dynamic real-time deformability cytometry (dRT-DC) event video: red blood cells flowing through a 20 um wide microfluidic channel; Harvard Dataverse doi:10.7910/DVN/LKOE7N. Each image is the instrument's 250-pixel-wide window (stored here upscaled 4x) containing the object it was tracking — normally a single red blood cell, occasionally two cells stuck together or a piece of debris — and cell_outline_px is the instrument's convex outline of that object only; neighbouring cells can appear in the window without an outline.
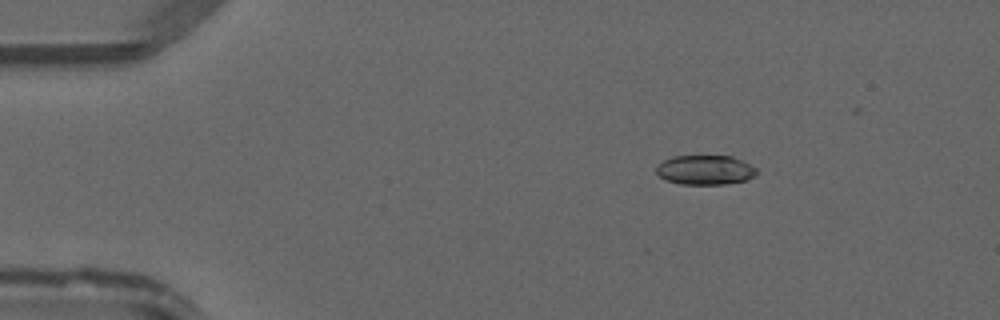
{"species": "common noctule bat (a hibernating species)", "species_latin": "Nyctalus noctula", "temperature_condition": "warm", "stored_images_in_passage": 46, "camera_frame_rate_fps": 3000, "um_per_image_px": 0.085, "animal": {"sex": "male", "forearm_length_mm": 52.5}, "frame": {"image": 1, "passage_image": 6, "time_ms": 1.667, "image_size_px": [1000, 320], "cell_outline_px": [[756, 176], [744, 180], [724, 184], [680, 184], [668, 180], [660, 176], [656, 172], [656, 164], [672, 156], [732, 156], [756, 168]], "centroid_in_image_um": [59.91, 14.44], "position_along_channel_um": 25.1, "area_um2": 17.11}}
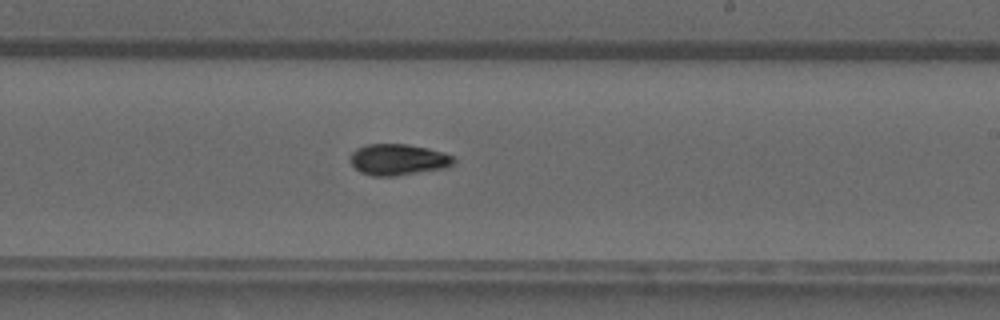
{"frame": {"image": 2, "passage_image": 27, "time_ms": 8.667, "image_size_px": [1000, 320], "cell_outline_px": [[456, 164], [448, 168], [396, 176], [372, 176], [360, 172], [352, 164], [352, 152], [356, 148], [364, 144], [408, 144], [428, 148], [444, 152], [452, 156], [456, 160]], "centroid_in_image_um": [33.9, 13.57], "position_along_channel_um": 255.1, "area_um2": 19.07}}
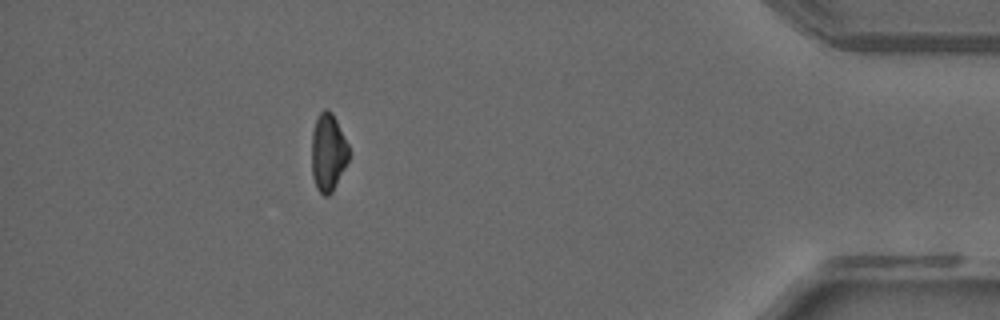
{"frame": {"image": 3, "passage_image": 41, "time_ms": 13.333, "image_size_px": [1000, 320], "cell_outline_px": [[348, 160], [332, 192], [328, 196], [324, 196], [316, 188], [312, 176], [312, 132], [316, 120], [320, 112], [324, 108], [332, 112], [348, 144]], "centroid_in_image_um": [27.87, 12.96], "position_along_channel_um": 407.3, "area_um2": 16.65}}